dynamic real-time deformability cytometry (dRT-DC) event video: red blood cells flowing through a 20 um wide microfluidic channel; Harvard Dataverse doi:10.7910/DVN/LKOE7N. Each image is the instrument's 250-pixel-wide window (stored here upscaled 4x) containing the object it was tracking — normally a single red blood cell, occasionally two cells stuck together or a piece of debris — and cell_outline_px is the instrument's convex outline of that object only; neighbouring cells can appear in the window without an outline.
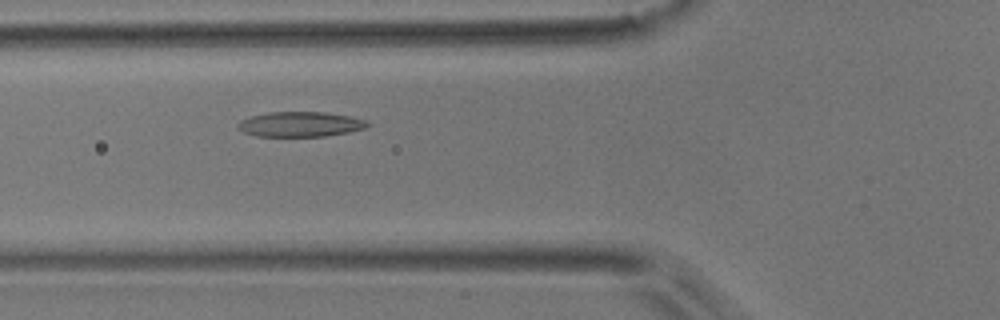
{"species": "common noctule bat (a hibernating species)", "species_latin": "Nyctalus noctula", "temperature_condition": "room temperature", "stored_images_in_passage": 4, "camera_frame_rate_fps": 3000, "um_per_image_px": 0.085, "animal": {"sex": "male", "body_mass_g": 17.9}, "frame": {"image": 1, "passage_image": 4, "time_ms": 3.333, "image_size_px": [1000, 320], "cell_outline_px": [[372, 124], [368, 128], [348, 132], [324, 136], [256, 136], [244, 132], [236, 124], [240, 120], [252, 116], [268, 112], [324, 112], [352, 116], [368, 120]], "centroid_in_image_um": [25.6, 10.55], "position_along_channel_um": 100.2, "area_um2": 19.02}}